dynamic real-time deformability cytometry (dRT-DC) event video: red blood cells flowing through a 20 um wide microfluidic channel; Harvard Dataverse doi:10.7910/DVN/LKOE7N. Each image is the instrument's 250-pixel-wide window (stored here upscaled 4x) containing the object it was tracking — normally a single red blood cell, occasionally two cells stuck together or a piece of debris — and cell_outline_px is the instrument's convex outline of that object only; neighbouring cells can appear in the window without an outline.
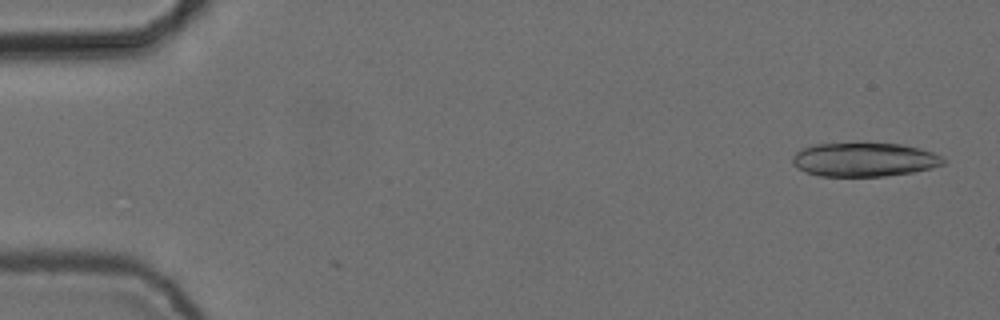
{"species": "common noctule bat (a hibernating species)", "species_latin": "Nyctalus noctula", "temperature_condition": "cold", "stored_images_in_passage": 6, "camera_frame_rate_fps": 3000, "um_per_image_px": 0.085, "animal": {"sex": "female", "body_mass_g": 24.6, "forearm_length_mm": 56.2}, "frame": {"image": 1, "passage_image": 1, "time_ms": 0.0, "image_size_px": [1000, 320], "cell_outline_px": [[948, 160], [944, 164], [932, 168], [912, 172], [884, 176], [820, 176], [804, 172], [792, 164], [792, 156], [800, 148], [812, 144], [900, 144], [920, 148], [932, 152]], "centroid_in_image_um": [73.44, 13.57], "position_along_channel_um": 11.6, "area_um2": 29.77}}
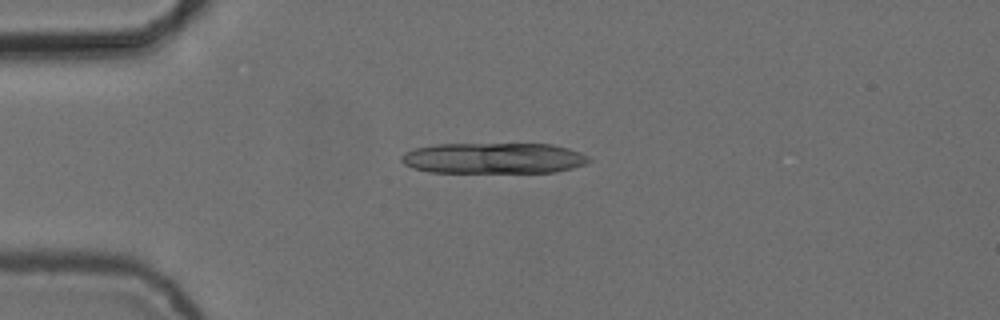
{"frame": {"image": 2, "passage_image": 4, "time_ms": 1.0, "image_size_px": [1000, 320], "cell_outline_px": [[592, 160], [584, 164], [572, 168], [556, 172], [428, 172], [412, 168], [404, 164], [400, 160], [400, 156], [404, 152], [416, 148], [436, 144], [552, 144], [568, 148], [580, 152], [588, 156]], "centroid_in_image_um": [41.94, 13.44], "position_along_channel_um": 43.1, "area_um2": 33.81}}